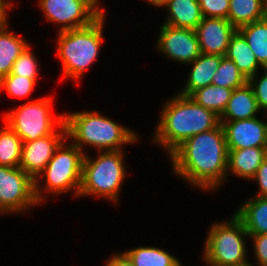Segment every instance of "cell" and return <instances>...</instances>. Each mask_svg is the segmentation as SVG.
I'll return each instance as SVG.
<instances>
[{"label": "cell", "instance_id": "6da1fadb", "mask_svg": "<svg viewBox=\"0 0 267 266\" xmlns=\"http://www.w3.org/2000/svg\"><path fill=\"white\" fill-rule=\"evenodd\" d=\"M174 172L202 189H215L225 180L228 148L222 124L196 134L170 153Z\"/></svg>", "mask_w": 267, "mask_h": 266}, {"label": "cell", "instance_id": "7a4b0ae2", "mask_svg": "<svg viewBox=\"0 0 267 266\" xmlns=\"http://www.w3.org/2000/svg\"><path fill=\"white\" fill-rule=\"evenodd\" d=\"M164 105L154 140L169 154L189 137L221 124L220 116L197 104L190 96L177 94Z\"/></svg>", "mask_w": 267, "mask_h": 266}, {"label": "cell", "instance_id": "3957f363", "mask_svg": "<svg viewBox=\"0 0 267 266\" xmlns=\"http://www.w3.org/2000/svg\"><path fill=\"white\" fill-rule=\"evenodd\" d=\"M66 137L74 140V145L83 151L84 144L101 151L121 150V146L137 141L138 137L111 119L94 112L64 114Z\"/></svg>", "mask_w": 267, "mask_h": 266}, {"label": "cell", "instance_id": "277c9868", "mask_svg": "<svg viewBox=\"0 0 267 266\" xmlns=\"http://www.w3.org/2000/svg\"><path fill=\"white\" fill-rule=\"evenodd\" d=\"M104 13L91 25L59 32L58 55L62 63L63 78L78 80L99 55L102 44Z\"/></svg>", "mask_w": 267, "mask_h": 266}, {"label": "cell", "instance_id": "5b68a950", "mask_svg": "<svg viewBox=\"0 0 267 266\" xmlns=\"http://www.w3.org/2000/svg\"><path fill=\"white\" fill-rule=\"evenodd\" d=\"M84 157L79 196L98 195L117 201L126 176L122 150L101 151L96 159Z\"/></svg>", "mask_w": 267, "mask_h": 266}, {"label": "cell", "instance_id": "8992f818", "mask_svg": "<svg viewBox=\"0 0 267 266\" xmlns=\"http://www.w3.org/2000/svg\"><path fill=\"white\" fill-rule=\"evenodd\" d=\"M231 221L214 224L204 246V260L210 266H239L248 263L243 223L233 215Z\"/></svg>", "mask_w": 267, "mask_h": 266}, {"label": "cell", "instance_id": "52a82bcc", "mask_svg": "<svg viewBox=\"0 0 267 266\" xmlns=\"http://www.w3.org/2000/svg\"><path fill=\"white\" fill-rule=\"evenodd\" d=\"M52 99L29 101L4 114L6 124L23 142L48 136L64 123V114L52 117Z\"/></svg>", "mask_w": 267, "mask_h": 266}, {"label": "cell", "instance_id": "ba28073f", "mask_svg": "<svg viewBox=\"0 0 267 266\" xmlns=\"http://www.w3.org/2000/svg\"><path fill=\"white\" fill-rule=\"evenodd\" d=\"M64 141L55 150L41 175H45V190L52 194H60L75 189L79 196L82 179L84 152L74 144L68 146Z\"/></svg>", "mask_w": 267, "mask_h": 266}, {"label": "cell", "instance_id": "9c48e42d", "mask_svg": "<svg viewBox=\"0 0 267 266\" xmlns=\"http://www.w3.org/2000/svg\"><path fill=\"white\" fill-rule=\"evenodd\" d=\"M37 203L35 180L20 167L0 165V212H23Z\"/></svg>", "mask_w": 267, "mask_h": 266}, {"label": "cell", "instance_id": "30bf717a", "mask_svg": "<svg viewBox=\"0 0 267 266\" xmlns=\"http://www.w3.org/2000/svg\"><path fill=\"white\" fill-rule=\"evenodd\" d=\"M39 6L47 20L62 24L59 32L87 27L105 13L90 0H39Z\"/></svg>", "mask_w": 267, "mask_h": 266}, {"label": "cell", "instance_id": "8fae6325", "mask_svg": "<svg viewBox=\"0 0 267 266\" xmlns=\"http://www.w3.org/2000/svg\"><path fill=\"white\" fill-rule=\"evenodd\" d=\"M58 130L34 141L23 142L19 167L35 180V197L39 203L43 201L44 195L40 190L38 178L53 157L55 150L67 138L64 123L58 127Z\"/></svg>", "mask_w": 267, "mask_h": 266}, {"label": "cell", "instance_id": "7c38bea8", "mask_svg": "<svg viewBox=\"0 0 267 266\" xmlns=\"http://www.w3.org/2000/svg\"><path fill=\"white\" fill-rule=\"evenodd\" d=\"M158 51L182 63H191L201 54L195 30L166 24L161 26Z\"/></svg>", "mask_w": 267, "mask_h": 266}, {"label": "cell", "instance_id": "4fadbf2b", "mask_svg": "<svg viewBox=\"0 0 267 266\" xmlns=\"http://www.w3.org/2000/svg\"><path fill=\"white\" fill-rule=\"evenodd\" d=\"M224 128L227 148H267V123L256 117L236 121H220Z\"/></svg>", "mask_w": 267, "mask_h": 266}, {"label": "cell", "instance_id": "5bb4252c", "mask_svg": "<svg viewBox=\"0 0 267 266\" xmlns=\"http://www.w3.org/2000/svg\"><path fill=\"white\" fill-rule=\"evenodd\" d=\"M236 31L228 19L203 17L195 28L201 53L224 56Z\"/></svg>", "mask_w": 267, "mask_h": 266}, {"label": "cell", "instance_id": "9a60e30c", "mask_svg": "<svg viewBox=\"0 0 267 266\" xmlns=\"http://www.w3.org/2000/svg\"><path fill=\"white\" fill-rule=\"evenodd\" d=\"M258 111H260V107L253 89L247 83L245 86L232 91L226 109L220 116V121L251 119Z\"/></svg>", "mask_w": 267, "mask_h": 266}, {"label": "cell", "instance_id": "2e32d148", "mask_svg": "<svg viewBox=\"0 0 267 266\" xmlns=\"http://www.w3.org/2000/svg\"><path fill=\"white\" fill-rule=\"evenodd\" d=\"M266 157L267 148L228 149L227 171H232L243 179H252Z\"/></svg>", "mask_w": 267, "mask_h": 266}, {"label": "cell", "instance_id": "e0dca14e", "mask_svg": "<svg viewBox=\"0 0 267 266\" xmlns=\"http://www.w3.org/2000/svg\"><path fill=\"white\" fill-rule=\"evenodd\" d=\"M222 57L221 55L201 53L189 63L193 65V68H191L186 86L180 95L190 96L197 89L212 84L213 75L218 69Z\"/></svg>", "mask_w": 267, "mask_h": 266}, {"label": "cell", "instance_id": "ac0fdd59", "mask_svg": "<svg viewBox=\"0 0 267 266\" xmlns=\"http://www.w3.org/2000/svg\"><path fill=\"white\" fill-rule=\"evenodd\" d=\"M164 6L169 10L166 25L195 30L203 19L199 0H168Z\"/></svg>", "mask_w": 267, "mask_h": 266}, {"label": "cell", "instance_id": "d6986e66", "mask_svg": "<svg viewBox=\"0 0 267 266\" xmlns=\"http://www.w3.org/2000/svg\"><path fill=\"white\" fill-rule=\"evenodd\" d=\"M254 197L234 215L243 223L248 235L267 234V197Z\"/></svg>", "mask_w": 267, "mask_h": 266}, {"label": "cell", "instance_id": "ffe728a7", "mask_svg": "<svg viewBox=\"0 0 267 266\" xmlns=\"http://www.w3.org/2000/svg\"><path fill=\"white\" fill-rule=\"evenodd\" d=\"M224 56L232 60L247 79L256 75L258 66H261L247 40L238 30L232 35Z\"/></svg>", "mask_w": 267, "mask_h": 266}, {"label": "cell", "instance_id": "44dd1931", "mask_svg": "<svg viewBox=\"0 0 267 266\" xmlns=\"http://www.w3.org/2000/svg\"><path fill=\"white\" fill-rule=\"evenodd\" d=\"M267 17V0H230L228 20L239 27Z\"/></svg>", "mask_w": 267, "mask_h": 266}, {"label": "cell", "instance_id": "7402d4cb", "mask_svg": "<svg viewBox=\"0 0 267 266\" xmlns=\"http://www.w3.org/2000/svg\"><path fill=\"white\" fill-rule=\"evenodd\" d=\"M7 25L0 29V79L11 72L12 66L29 45L26 40L7 31Z\"/></svg>", "mask_w": 267, "mask_h": 266}, {"label": "cell", "instance_id": "603a6c76", "mask_svg": "<svg viewBox=\"0 0 267 266\" xmlns=\"http://www.w3.org/2000/svg\"><path fill=\"white\" fill-rule=\"evenodd\" d=\"M247 40L261 68L267 69V17L237 29Z\"/></svg>", "mask_w": 267, "mask_h": 266}, {"label": "cell", "instance_id": "cb8c5ba5", "mask_svg": "<svg viewBox=\"0 0 267 266\" xmlns=\"http://www.w3.org/2000/svg\"><path fill=\"white\" fill-rule=\"evenodd\" d=\"M232 89L210 84L197 89L190 97L199 105L221 116L230 99Z\"/></svg>", "mask_w": 267, "mask_h": 266}, {"label": "cell", "instance_id": "d4e9b609", "mask_svg": "<svg viewBox=\"0 0 267 266\" xmlns=\"http://www.w3.org/2000/svg\"><path fill=\"white\" fill-rule=\"evenodd\" d=\"M124 254L134 266H175L179 261L163 249L156 247H138Z\"/></svg>", "mask_w": 267, "mask_h": 266}, {"label": "cell", "instance_id": "484cf974", "mask_svg": "<svg viewBox=\"0 0 267 266\" xmlns=\"http://www.w3.org/2000/svg\"><path fill=\"white\" fill-rule=\"evenodd\" d=\"M0 128V165L19 167L23 141L6 124Z\"/></svg>", "mask_w": 267, "mask_h": 266}, {"label": "cell", "instance_id": "4316f807", "mask_svg": "<svg viewBox=\"0 0 267 266\" xmlns=\"http://www.w3.org/2000/svg\"><path fill=\"white\" fill-rule=\"evenodd\" d=\"M248 83L246 76L237 68L234 62L225 56L213 75L212 84L229 89H238Z\"/></svg>", "mask_w": 267, "mask_h": 266}, {"label": "cell", "instance_id": "83f0119b", "mask_svg": "<svg viewBox=\"0 0 267 266\" xmlns=\"http://www.w3.org/2000/svg\"><path fill=\"white\" fill-rule=\"evenodd\" d=\"M36 80L9 73L0 79V90L5 89L10 97L23 98L33 91Z\"/></svg>", "mask_w": 267, "mask_h": 266}, {"label": "cell", "instance_id": "f1b7e54d", "mask_svg": "<svg viewBox=\"0 0 267 266\" xmlns=\"http://www.w3.org/2000/svg\"><path fill=\"white\" fill-rule=\"evenodd\" d=\"M37 63V58L30 51V45H28L14 62L10 73L30 79H37V74L39 73Z\"/></svg>", "mask_w": 267, "mask_h": 266}, {"label": "cell", "instance_id": "f546056e", "mask_svg": "<svg viewBox=\"0 0 267 266\" xmlns=\"http://www.w3.org/2000/svg\"><path fill=\"white\" fill-rule=\"evenodd\" d=\"M230 0H199L203 17L228 18Z\"/></svg>", "mask_w": 267, "mask_h": 266}, {"label": "cell", "instance_id": "4dcf8cb0", "mask_svg": "<svg viewBox=\"0 0 267 266\" xmlns=\"http://www.w3.org/2000/svg\"><path fill=\"white\" fill-rule=\"evenodd\" d=\"M264 71L263 76L256 81L257 83L255 82L256 75L250 77L248 83L253 89L260 110L264 109L267 112V69Z\"/></svg>", "mask_w": 267, "mask_h": 266}, {"label": "cell", "instance_id": "1f68e13d", "mask_svg": "<svg viewBox=\"0 0 267 266\" xmlns=\"http://www.w3.org/2000/svg\"><path fill=\"white\" fill-rule=\"evenodd\" d=\"M253 238L254 253L259 266H267V234L249 235Z\"/></svg>", "mask_w": 267, "mask_h": 266}, {"label": "cell", "instance_id": "d6a6232c", "mask_svg": "<svg viewBox=\"0 0 267 266\" xmlns=\"http://www.w3.org/2000/svg\"><path fill=\"white\" fill-rule=\"evenodd\" d=\"M255 179L259 184L260 191L258 197H267V157L258 168L252 180Z\"/></svg>", "mask_w": 267, "mask_h": 266}, {"label": "cell", "instance_id": "836d02e7", "mask_svg": "<svg viewBox=\"0 0 267 266\" xmlns=\"http://www.w3.org/2000/svg\"><path fill=\"white\" fill-rule=\"evenodd\" d=\"M106 266H134L130 259L124 254L113 255Z\"/></svg>", "mask_w": 267, "mask_h": 266}, {"label": "cell", "instance_id": "e575fe53", "mask_svg": "<svg viewBox=\"0 0 267 266\" xmlns=\"http://www.w3.org/2000/svg\"><path fill=\"white\" fill-rule=\"evenodd\" d=\"M10 8L8 5L0 1V29L4 28L7 24V10Z\"/></svg>", "mask_w": 267, "mask_h": 266}, {"label": "cell", "instance_id": "d590c367", "mask_svg": "<svg viewBox=\"0 0 267 266\" xmlns=\"http://www.w3.org/2000/svg\"><path fill=\"white\" fill-rule=\"evenodd\" d=\"M148 2H150L151 4L155 5V7L157 6H163L167 3L168 0H146Z\"/></svg>", "mask_w": 267, "mask_h": 266}, {"label": "cell", "instance_id": "8d00e7d4", "mask_svg": "<svg viewBox=\"0 0 267 266\" xmlns=\"http://www.w3.org/2000/svg\"><path fill=\"white\" fill-rule=\"evenodd\" d=\"M0 1L3 2L4 4L8 5L10 7V9H11L13 4L10 3V1L9 2H7V0H0Z\"/></svg>", "mask_w": 267, "mask_h": 266}, {"label": "cell", "instance_id": "74e56055", "mask_svg": "<svg viewBox=\"0 0 267 266\" xmlns=\"http://www.w3.org/2000/svg\"><path fill=\"white\" fill-rule=\"evenodd\" d=\"M90 1H92L97 7H98V0H90Z\"/></svg>", "mask_w": 267, "mask_h": 266}, {"label": "cell", "instance_id": "f35d334b", "mask_svg": "<svg viewBox=\"0 0 267 266\" xmlns=\"http://www.w3.org/2000/svg\"><path fill=\"white\" fill-rule=\"evenodd\" d=\"M239 266H253V265H251L250 263H246V264L239 265Z\"/></svg>", "mask_w": 267, "mask_h": 266}, {"label": "cell", "instance_id": "ab89813d", "mask_svg": "<svg viewBox=\"0 0 267 266\" xmlns=\"http://www.w3.org/2000/svg\"><path fill=\"white\" fill-rule=\"evenodd\" d=\"M175 266H183L180 261L177 262Z\"/></svg>", "mask_w": 267, "mask_h": 266}]
</instances>
